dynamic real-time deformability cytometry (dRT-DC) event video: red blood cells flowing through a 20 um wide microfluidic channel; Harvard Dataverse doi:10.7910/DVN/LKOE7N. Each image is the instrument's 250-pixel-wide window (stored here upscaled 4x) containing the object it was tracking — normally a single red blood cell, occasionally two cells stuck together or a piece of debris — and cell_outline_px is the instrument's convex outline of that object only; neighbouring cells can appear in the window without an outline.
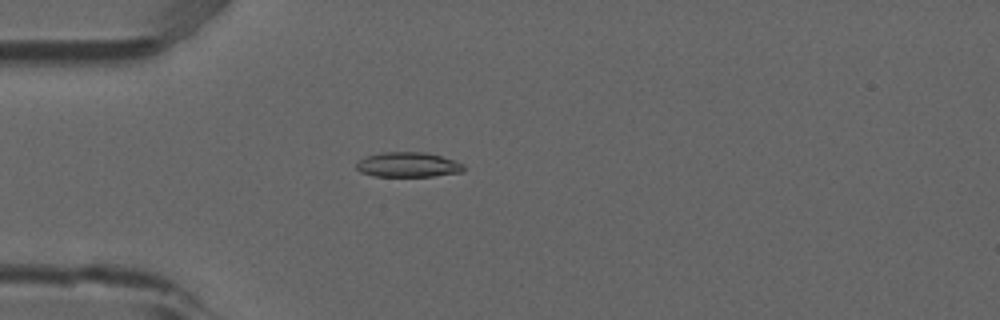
{"species": "common noctule bat (a hibernating species)", "species_latin": "Nyctalus noctula", "temperature_condition": "room temperature", "stored_images_in_passage": 48, "camera_frame_rate_fps": 3000, "um_per_image_px": 0.085, "animal": {"sex": "male", "forearm_length_mm": 52.5}, "frame": {"image": 1, "passage_image": 10, "time_ms": 3.0, "image_size_px": [1000, 320], "cell_outline_px": [[464, 172], [432, 176], [376, 176], [360, 172], [356, 168], [356, 164], [360, 160], [368, 156], [380, 152], [424, 152], [440, 156], [464, 164]], "centroid_in_image_um": [34.69, 14.0], "position_along_channel_um": 50.3, "area_um2": 15.43}}
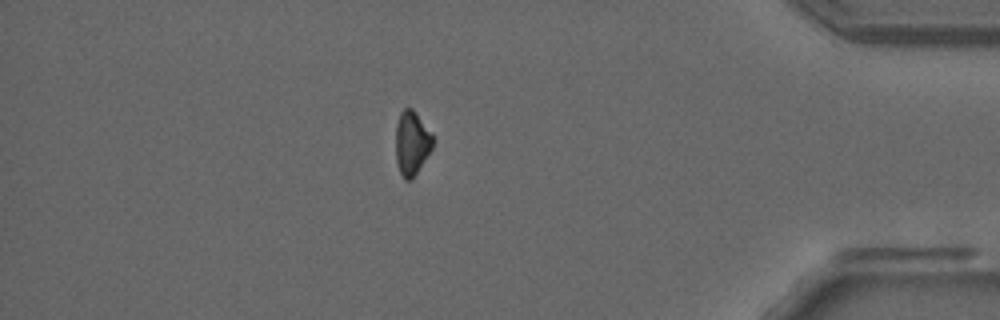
{"frame": {"image": 2, "passage_image": 41, "time_ms": 13.333, "image_size_px": [1000, 320], "cell_outline_px": [[432, 148], [412, 180], [404, 180], [400, 172], [396, 160], [396, 124], [400, 112], [404, 108], [412, 108], [432, 132]], "centroid_in_image_um": [34.99, 12.15], "position_along_channel_um": 400.2, "area_um2": 13.81}}
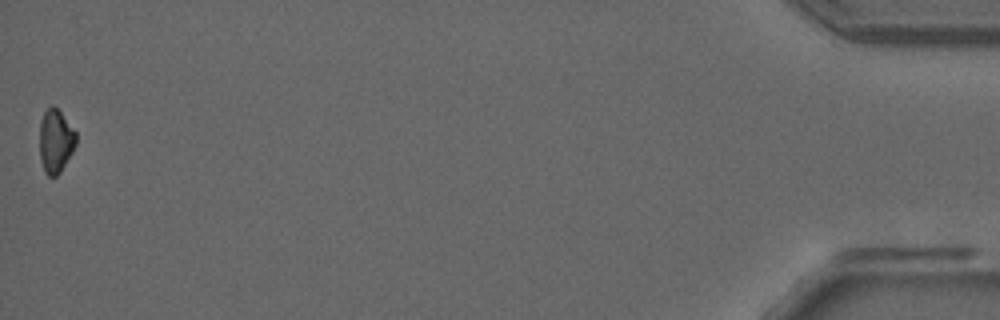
{"frame": {"image": 3, "passage_image": 48, "time_ms": 15.667, "image_size_px": [1000, 320], "cell_outline_px": [[76, 144], [72, 152], [60, 172], [56, 176], [48, 176], [44, 172], [40, 160], [40, 120], [44, 112], [52, 104], [60, 112], [76, 132]], "centroid_in_image_um": [4.71, 12.0], "position_along_channel_um": 430.5, "area_um2": 13.41}}